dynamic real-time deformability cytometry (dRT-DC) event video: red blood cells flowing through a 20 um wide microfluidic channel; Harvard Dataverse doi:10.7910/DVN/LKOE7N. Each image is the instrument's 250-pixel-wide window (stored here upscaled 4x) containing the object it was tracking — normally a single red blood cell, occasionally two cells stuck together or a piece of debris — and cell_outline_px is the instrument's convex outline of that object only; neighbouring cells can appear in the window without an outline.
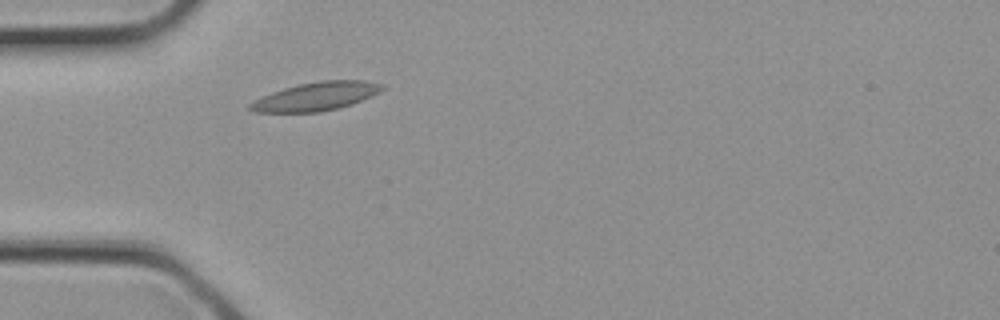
{"species": "common noctule bat (a hibernating species)", "species_latin": "Nyctalus noctula", "temperature_condition": "cold", "stored_images_in_passage": 3, "camera_frame_rate_fps": 3000, "um_per_image_px": 0.085, "animal": {"sex": "female", "body_mass_g": 21.9}, "frame": {"image": 1, "passage_image": 2, "time_ms": 0.333, "image_size_px": [1000, 320], "cell_outline_px": [[384, 88], [380, 92], [372, 96], [352, 104], [320, 112], [256, 112], [248, 108], [248, 104], [272, 92], [284, 88], [300, 84], [320, 80], [364, 80], [384, 84]], "centroid_in_image_um": [26.91, 8.18], "position_along_channel_um": 58.1, "area_um2": 21.73}}